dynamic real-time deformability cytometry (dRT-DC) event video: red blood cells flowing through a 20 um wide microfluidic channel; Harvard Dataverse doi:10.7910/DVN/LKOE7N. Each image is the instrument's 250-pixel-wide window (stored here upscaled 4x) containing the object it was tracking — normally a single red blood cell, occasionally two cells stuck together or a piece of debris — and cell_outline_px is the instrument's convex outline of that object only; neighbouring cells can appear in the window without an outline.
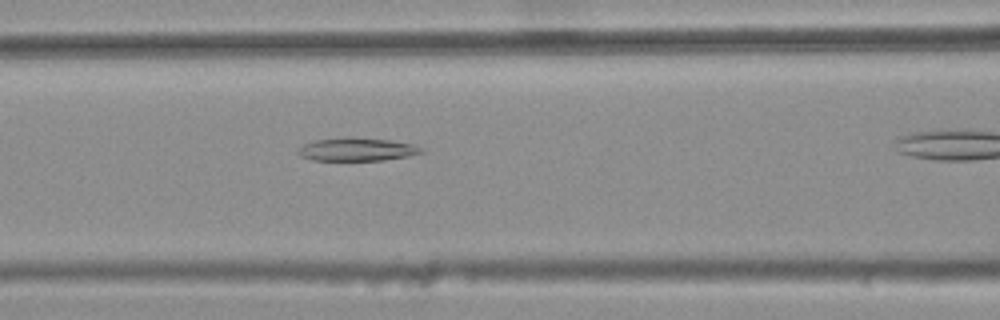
{"species": "common noctule bat (a hibernating species)", "species_latin": "Nyctalus noctula", "temperature_condition": "warm", "stored_images_in_passage": 30, "camera_frame_rate_fps": 3000, "um_per_image_px": 0.085, "animal": {"sex": "female", "body_mass_g": 25.1}, "frame": {"image": 1, "passage_image": 10, "time_ms": 3.0, "image_size_px": [1000, 320], "cell_outline_px": [[424, 152], [408, 156], [384, 160], [312, 160], [300, 156], [296, 152], [304, 144], [316, 140], [348, 136], [388, 140], [412, 144], [424, 148]], "centroid_in_image_um": [30.34, 12.69], "position_along_channel_um": 136.3, "area_um2": 16.65}}
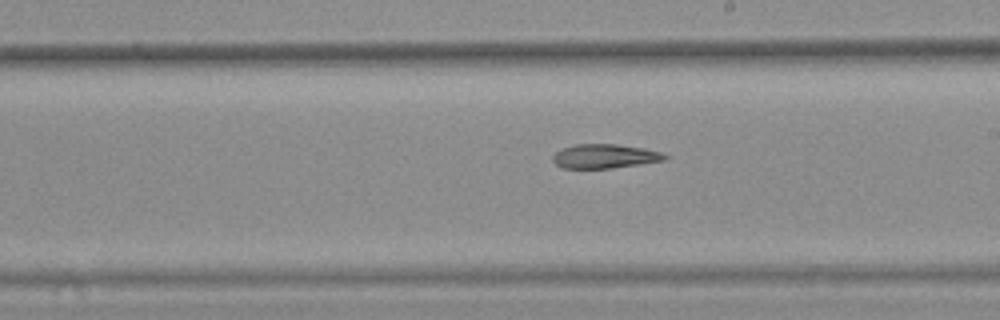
{"frame": {"image": 2, "passage_image": 18, "time_ms": 5.667, "image_size_px": [1000, 320], "cell_outline_px": [[668, 156], [664, 160], [640, 164], [608, 168], [560, 168], [552, 160], [552, 156], [556, 152], [564, 148], [576, 144], [616, 144], [644, 148], [660, 152]], "centroid_in_image_um": [51.37, 13.28], "position_along_channel_um": 237.6, "area_um2": 15.61}}
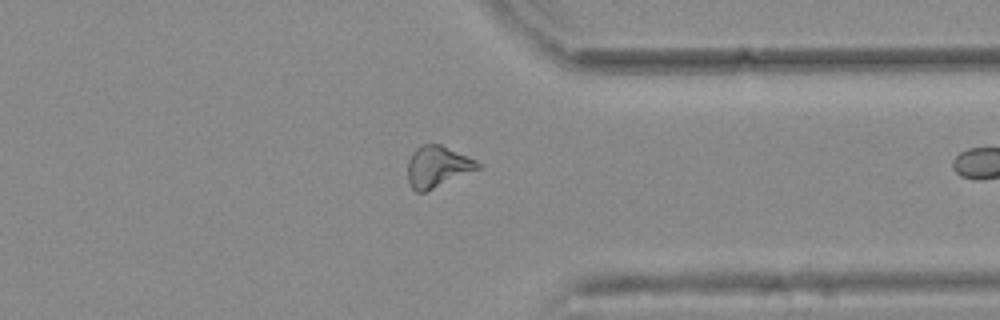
{"frame": {"image": 3, "passage_image": 29, "time_ms": 9.333, "image_size_px": [1000, 320], "cell_outline_px": [[484, 164], [480, 168], [424, 192], [416, 192], [412, 188], [408, 180], [408, 160], [412, 152], [420, 144], [440, 144], [476, 160]], "centroid_in_image_um": [37.18, 14.15], "position_along_channel_um": 374.2, "area_um2": 16.76}}